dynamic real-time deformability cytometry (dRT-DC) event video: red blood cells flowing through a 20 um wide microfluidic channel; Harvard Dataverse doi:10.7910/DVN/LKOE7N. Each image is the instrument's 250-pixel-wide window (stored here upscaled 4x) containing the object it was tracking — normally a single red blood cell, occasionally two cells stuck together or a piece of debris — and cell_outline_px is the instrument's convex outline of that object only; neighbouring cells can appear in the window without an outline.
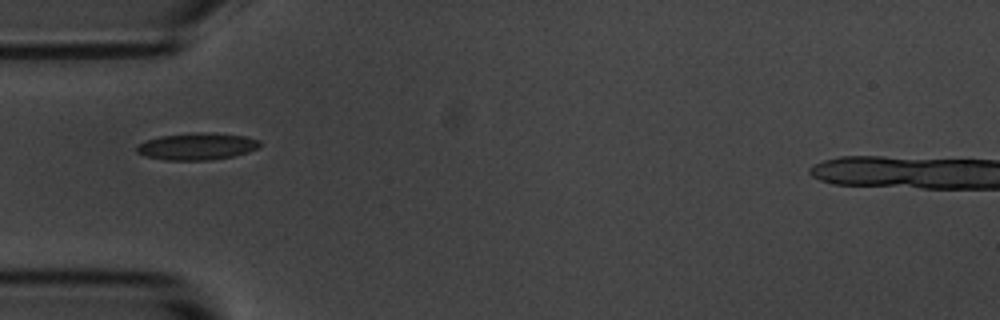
{"species": "common noctule bat (a hibernating species)", "species_latin": "Nyctalus noctula", "temperature_condition": "room temperature", "stored_images_in_passage": 39, "camera_frame_rate_fps": 3000, "um_per_image_px": 0.085, "animal": {"sex": "male", "body_mass_g": 20.1, "forearm_length_mm": 53.5}, "frame": {"image": 1, "passage_image": 1, "time_ms": 0.0, "image_size_px": [1000, 320], "cell_outline_px": [[260, 144], [256, 148], [248, 152], [232, 156], [212, 160], [164, 160], [148, 156], [136, 152], [136, 144], [160, 136], [196, 132], [212, 132], [244, 136], [260, 140]], "centroid_in_image_um": [16.73, 12.43], "position_along_channel_um": 68.3, "area_um2": 19.31}}
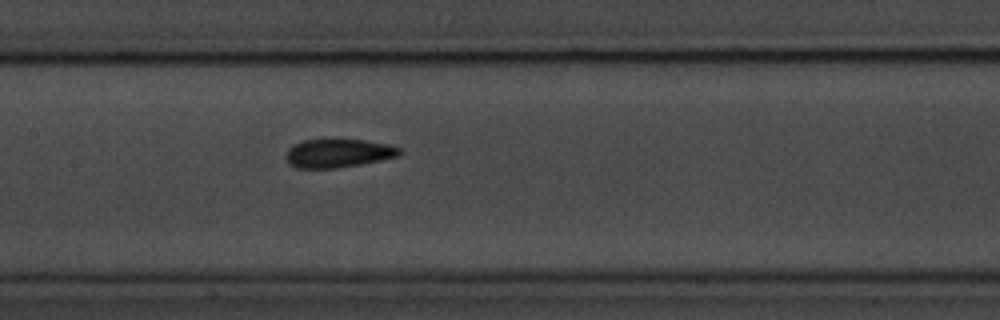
{"frame": {"image": 2, "passage_image": 10, "time_ms": 3.0, "image_size_px": [1000, 320], "cell_outline_px": [[400, 152], [396, 156], [380, 160], [360, 164], [336, 168], [296, 168], [288, 164], [284, 156], [288, 148], [292, 144], [304, 140], [364, 140], [392, 144], [400, 148]], "centroid_in_image_um": [28.69, 13.02], "position_along_channel_um": 178.7, "area_um2": 18.9}}
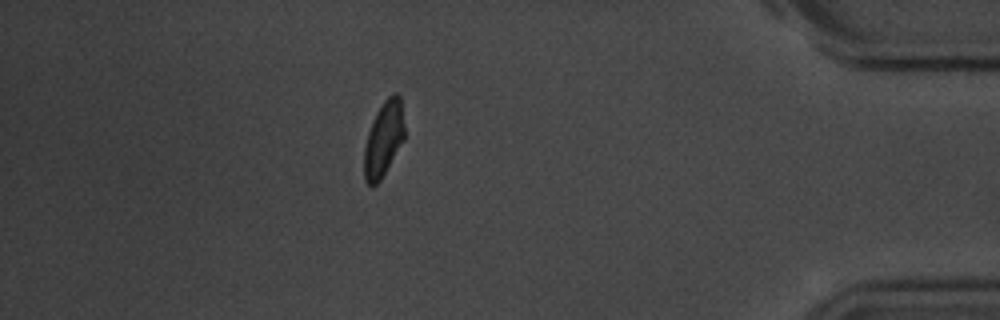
{"frame": {"image": 3, "passage_image": 32, "time_ms": 10.333, "image_size_px": [1000, 320], "cell_outline_px": [[404, 140], [380, 180], [372, 188], [364, 180], [364, 148], [368, 132], [372, 120], [376, 112], [384, 100], [392, 92], [396, 92], [400, 96], [404, 124]], "centroid_in_image_um": [32.6, 11.8], "position_along_channel_um": 402.6, "area_um2": 17.74}}